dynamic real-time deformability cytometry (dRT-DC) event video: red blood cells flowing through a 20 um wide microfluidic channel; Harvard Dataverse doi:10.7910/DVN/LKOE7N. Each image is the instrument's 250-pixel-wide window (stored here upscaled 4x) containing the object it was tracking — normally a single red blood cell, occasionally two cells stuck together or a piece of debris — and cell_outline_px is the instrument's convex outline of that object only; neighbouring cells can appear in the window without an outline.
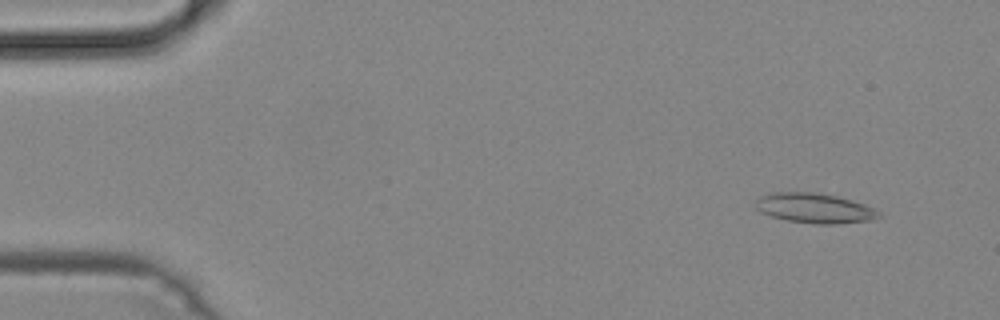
{"species": "common noctule bat (a hibernating species)", "species_latin": "Nyctalus noctula", "temperature_condition": "cold", "stored_images_in_passage": 46, "camera_frame_rate_fps": 3000, "um_per_image_px": 0.085, "animal": {"sex": "male", "body_mass_g": 19.2, "forearm_length_mm": 51.8}, "frame": {"image": 1, "passage_image": 1, "time_ms": 0.0, "image_size_px": [1000, 320], "cell_outline_px": [[880, 216], [868, 220], [832, 224], [816, 224], [788, 220], [772, 216], [760, 212], [756, 208], [756, 200], [760, 196], [772, 192], [812, 192], [836, 196], [852, 200], [864, 204], [880, 212]], "centroid_in_image_um": [69.2, 17.68], "position_along_channel_um": 15.8, "area_um2": 21.15}}
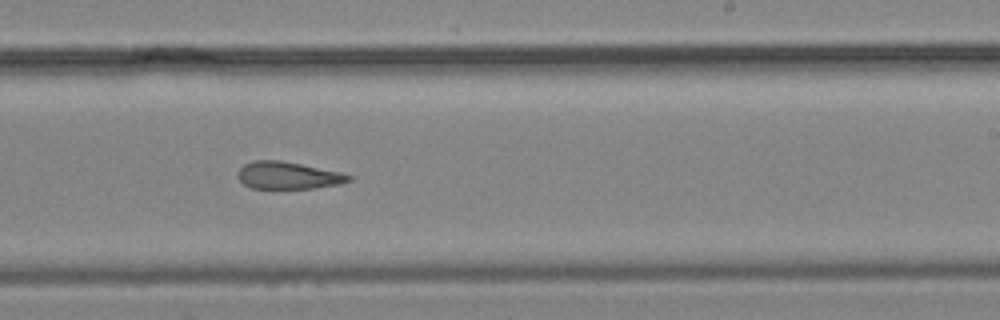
{"frame": {"image": 2, "passage_image": 27, "time_ms": 8.667, "image_size_px": [1000, 320], "cell_outline_px": [[352, 180], [340, 184], [312, 188], [252, 188], [244, 184], [236, 176], [236, 172], [244, 164], [256, 160], [280, 160], [340, 172], [352, 176]], "centroid_in_image_um": [24.46, 14.91], "position_along_channel_um": 264.5, "area_um2": 17.51}}
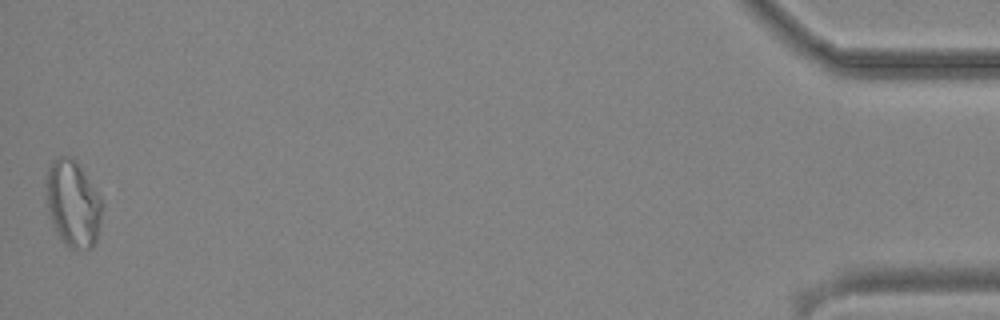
{"frame": {"image": 3, "passage_image": 46, "time_ms": 15.0, "image_size_px": [1000, 320], "cell_outline_px": [[100, 220], [96, 240], [92, 248], [68, 248], [64, 244], [56, 232], [48, 208], [44, 184], [44, 176], [48, 164], [52, 160], [60, 156], [72, 156], [76, 160], [100, 200]], "centroid_in_image_um": [6.12, 17.27], "position_along_channel_um": 429.1, "area_um2": 27.92}}